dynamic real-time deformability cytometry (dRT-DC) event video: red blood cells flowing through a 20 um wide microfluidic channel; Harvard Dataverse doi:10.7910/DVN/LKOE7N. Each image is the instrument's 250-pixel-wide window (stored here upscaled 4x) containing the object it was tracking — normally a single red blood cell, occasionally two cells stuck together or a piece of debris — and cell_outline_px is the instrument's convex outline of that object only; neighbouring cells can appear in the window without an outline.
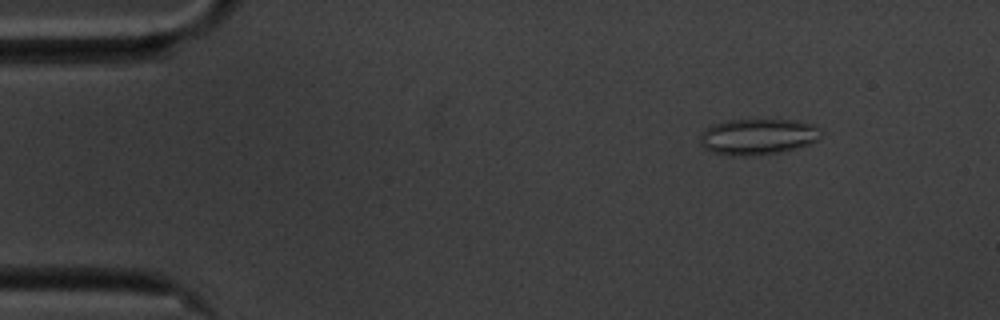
{"species": "common noctule bat (a hibernating species)", "species_latin": "Nyctalus noctula", "temperature_condition": "cold", "stored_images_in_passage": 57, "camera_frame_rate_fps": 3000, "um_per_image_px": 0.085, "animal": {"sex": "male", "body_mass_g": 20.1, "forearm_length_mm": 53.5}, "frame": {"image": 1, "passage_image": 7, "time_ms": 2.0, "image_size_px": [1000, 320], "cell_outline_px": [[824, 132], [820, 140], [796, 148], [780, 152], [748, 156], [732, 156], [712, 152], [704, 148], [700, 144], [700, 136], [712, 124], [728, 120], [796, 120], [816, 124]], "centroid_in_image_um": [64.48, 11.61], "position_along_channel_um": 20.5, "area_um2": 25.66}}
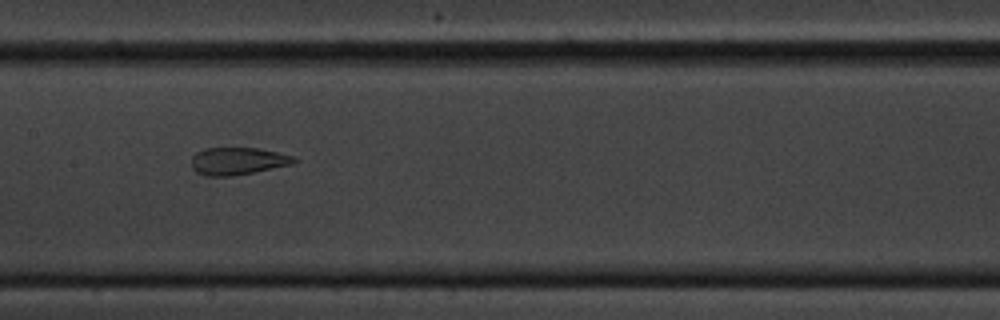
{"frame": {"image": 2, "passage_image": 28, "time_ms": 9.0, "image_size_px": [1000, 320], "cell_outline_px": [[300, 160], [292, 164], [232, 176], [208, 176], [196, 172], [192, 168], [192, 156], [196, 152], [204, 148], [256, 148], [296, 156]], "centroid_in_image_um": [20.21, 13.68], "position_along_channel_um": 187.2, "area_um2": 16.36}}
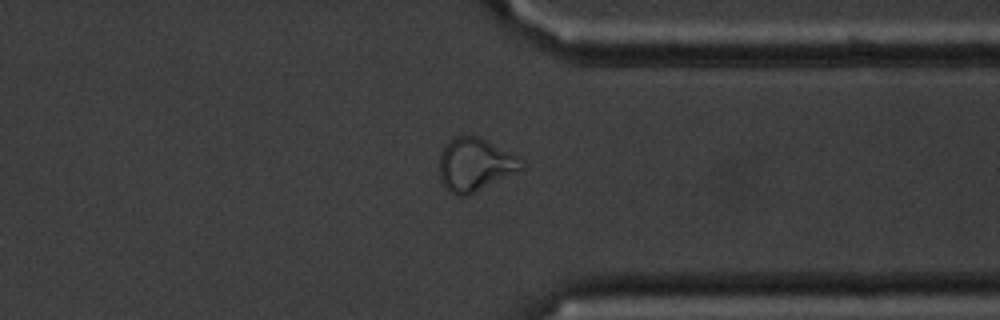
{"frame": {"image": 3, "passage_image": 44, "time_ms": 14.333, "image_size_px": [1000, 320], "cell_outline_px": [[524, 168], [468, 196], [456, 196], [448, 192], [444, 188], [440, 180], [440, 152], [448, 140], [456, 136], [480, 136], [524, 160]], "centroid_in_image_um": [40.35, 14.0], "position_along_channel_um": 371.0, "area_um2": 25.61}, "authors_computed_cell_mechanics": {"area_um2": 23.5824, "velocity_mm_per_s": 3.5012, "shape_relaxation_time_tau1_ms": null, "shape_relaxation_time_tau2_ms": 1.4713, "deformation_change_tau1": null, "deformation_change_tau2": 0.0727}}